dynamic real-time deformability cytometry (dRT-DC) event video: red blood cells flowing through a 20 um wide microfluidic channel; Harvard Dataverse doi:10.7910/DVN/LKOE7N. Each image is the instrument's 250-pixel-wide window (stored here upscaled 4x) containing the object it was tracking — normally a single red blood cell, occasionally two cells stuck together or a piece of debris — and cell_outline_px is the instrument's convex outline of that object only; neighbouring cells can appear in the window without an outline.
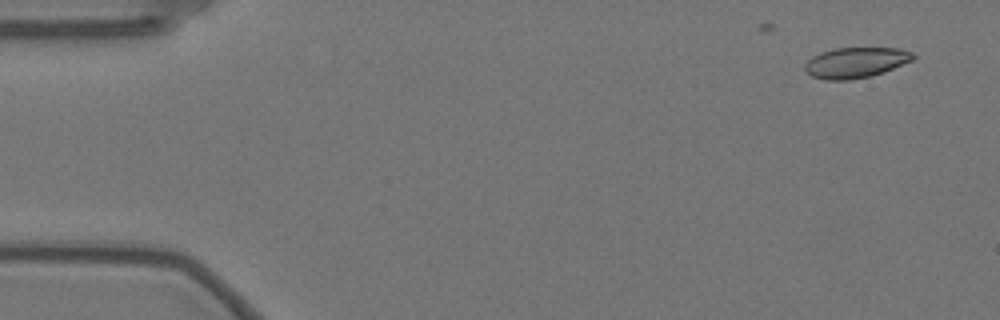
{"species": "Egyptian fruit bat (a non-hibernating species)", "species_latin": "Rousettus aegyptiacus", "temperature_condition": "warm", "stored_images_in_passage": 11, "camera_frame_rate_fps": 3000, "um_per_image_px": 0.085, "animal": {"sex": "female"}, "frame": {"image": 1, "passage_image": 1, "time_ms": 0.0, "image_size_px": [1000, 320], "cell_outline_px": [[916, 56], [912, 60], [884, 72], [872, 76], [848, 80], [824, 80], [812, 76], [804, 68], [804, 64], [812, 56], [820, 52], [836, 48], [900, 48], [912, 52]], "centroid_in_image_um": [72.73, 5.32], "position_along_channel_um": 12.3, "area_um2": 19.31}}